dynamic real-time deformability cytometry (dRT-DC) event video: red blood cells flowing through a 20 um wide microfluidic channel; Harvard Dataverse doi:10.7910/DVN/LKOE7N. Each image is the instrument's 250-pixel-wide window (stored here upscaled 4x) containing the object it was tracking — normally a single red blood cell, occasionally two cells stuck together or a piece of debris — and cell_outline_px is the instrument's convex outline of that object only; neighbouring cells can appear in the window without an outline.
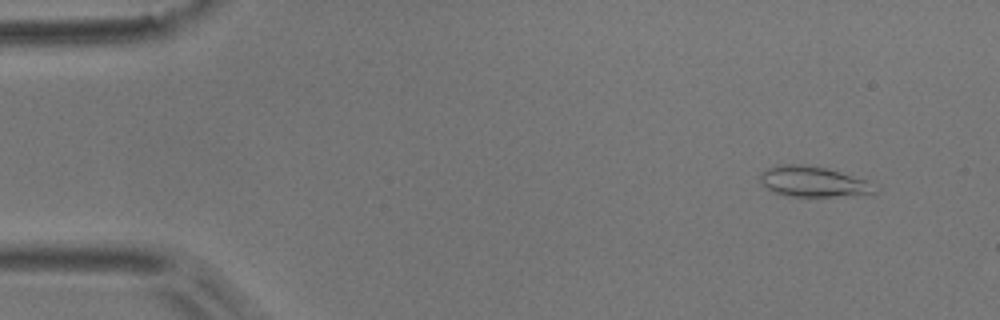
{"species": "common noctule bat (a hibernating species)", "species_latin": "Nyctalus noctula", "temperature_condition": "room temperature", "stored_images_in_passage": 5, "camera_frame_rate_fps": 3000, "um_per_image_px": 0.085, "animal": {"sex": "male", "body_mass_g": 17.9}, "frame": {"image": 1, "passage_image": 1, "time_ms": 0.0, "image_size_px": [1000, 320], "cell_outline_px": [[880, 188], [876, 192], [852, 196], [788, 196], [772, 192], [760, 180], [760, 172], [776, 164], [804, 164], [824, 168], [864, 180]], "centroid_in_image_um": [69.09, 15.44], "position_along_channel_um": 15.9, "area_um2": 20.17}}